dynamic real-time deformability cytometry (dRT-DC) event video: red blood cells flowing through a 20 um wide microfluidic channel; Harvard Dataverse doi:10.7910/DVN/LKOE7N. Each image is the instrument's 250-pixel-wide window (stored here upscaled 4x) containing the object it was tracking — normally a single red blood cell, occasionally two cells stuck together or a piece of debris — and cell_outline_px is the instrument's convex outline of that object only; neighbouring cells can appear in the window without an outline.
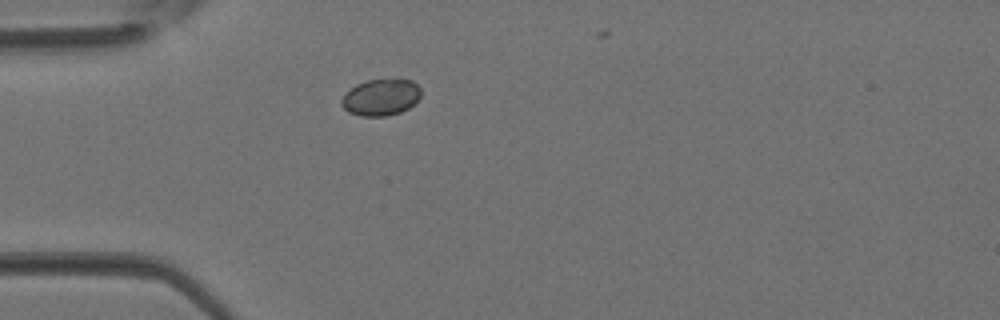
{"species": "Egyptian fruit bat (a non-hibernating species)", "species_latin": "Rousettus aegyptiacus", "temperature_condition": "room temperature", "stored_images_in_passage": 1, "camera_frame_rate_fps": 3000, "um_per_image_px": 0.085, "animal": {"sex": "female"}, "frame": {"image": 1, "passage_image": 1, "time_ms": 0.0, "image_size_px": [1000, 320], "cell_outline_px": [[420, 96], [408, 108], [400, 112], [384, 116], [360, 116], [348, 112], [340, 104], [340, 100], [356, 84], [368, 80], [396, 76], [412, 80], [420, 88]], "centroid_in_image_um": [32.38, 8.22], "position_along_channel_um": 52.6, "area_um2": 17.22}}